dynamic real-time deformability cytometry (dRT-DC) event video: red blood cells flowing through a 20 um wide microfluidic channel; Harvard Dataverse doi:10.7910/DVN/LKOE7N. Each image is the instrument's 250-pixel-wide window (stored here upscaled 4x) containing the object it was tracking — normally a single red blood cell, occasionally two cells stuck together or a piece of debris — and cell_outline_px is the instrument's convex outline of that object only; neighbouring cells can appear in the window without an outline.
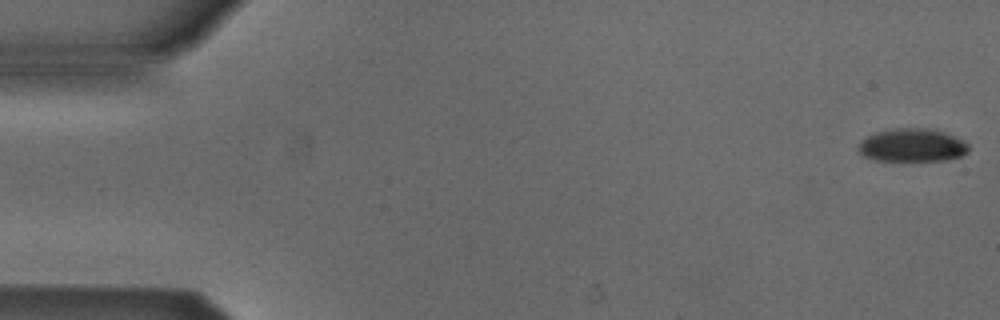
{"species": "Egyptian fruit bat (a non-hibernating species)", "species_latin": "Rousettus aegyptiacus", "temperature_condition": "cold", "stored_images_in_passage": 53, "camera_frame_rate_fps": 3000, "um_per_image_px": 0.085, "animal": {"sex": "male"}, "frame": {"image": 1, "passage_image": 1, "time_ms": 0.0, "image_size_px": [1000, 320], "cell_outline_px": [[968, 152], [960, 156], [948, 160], [876, 160], [864, 156], [860, 152], [860, 140], [876, 132], [892, 128], [928, 128], [944, 132], [964, 140], [968, 144]], "centroid_in_image_um": [77.56, 12.33], "position_along_channel_um": 7.4, "area_um2": 21.15}}
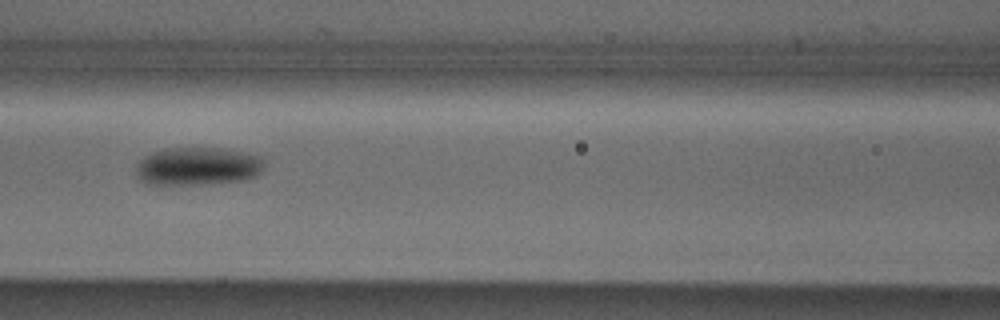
{"frame": {"image": 2, "passage_image": 23, "time_ms": 7.333, "image_size_px": [1000, 320], "cell_outline_px": [[264, 164], [260, 172], [256, 176], [240, 180], [204, 184], [148, 184], [140, 180], [136, 172], [136, 164], [140, 160], [152, 152], [164, 148], [228, 148], [260, 156]], "centroid_in_image_um": [16.79, 14.12], "position_along_channel_um": 149.8, "area_um2": 28.44}}
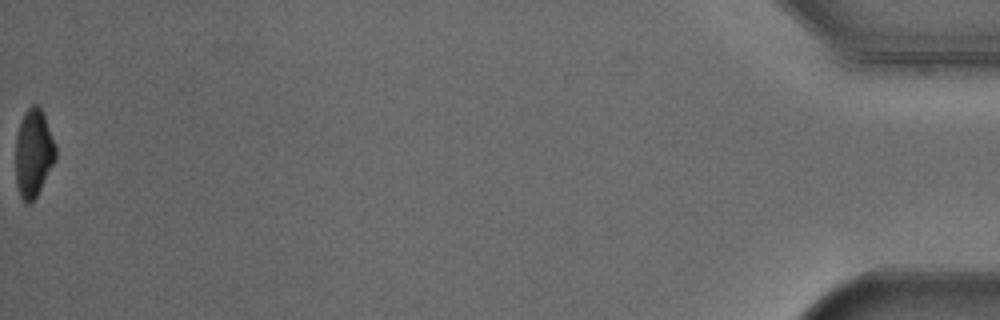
{"frame": {"image": 3, "passage_image": 53, "time_ms": 17.333, "image_size_px": [1000, 320], "cell_outline_px": [[56, 160], [32, 204], [24, 204], [20, 196], [16, 184], [16, 136], [20, 120], [24, 112], [32, 104], [40, 104], [56, 148]], "centroid_in_image_um": [2.84, 13.03], "position_along_channel_um": 432.4, "area_um2": 20.75}, "authors_computed_cell_mechanics": {"area_um2": 24.5072, "velocity_mm_per_s": 3.8963, "shape_relaxation_time_tau1_ms": 3.251, "shape_relaxation_time_tau2_ms": null, "deformation_change_tau1": 0.1195, "deformation_change_tau2": null}}